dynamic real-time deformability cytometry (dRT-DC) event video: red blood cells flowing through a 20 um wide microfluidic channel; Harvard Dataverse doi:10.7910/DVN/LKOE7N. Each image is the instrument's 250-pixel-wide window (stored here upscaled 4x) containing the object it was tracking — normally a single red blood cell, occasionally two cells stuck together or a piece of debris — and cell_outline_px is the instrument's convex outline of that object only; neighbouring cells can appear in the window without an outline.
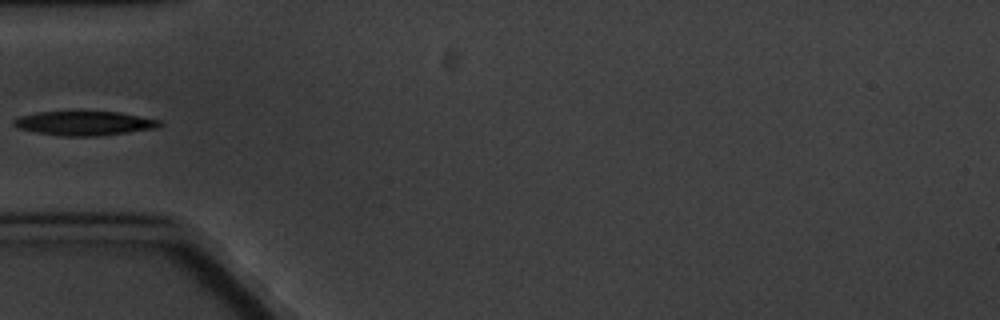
{"species": "common noctule bat (a hibernating species)", "species_latin": "Nyctalus noctula", "temperature_condition": "cold", "stored_images_in_passage": 7, "camera_frame_rate_fps": 3000, "um_per_image_px": 0.085, "animal": {"sex": "male", "body_mass_g": 20.1, "forearm_length_mm": 53.5}, "frame": {"image": 1, "passage_image": 2, "time_ms": 1.333, "image_size_px": [1000, 320], "cell_outline_px": [[164, 124], [156, 128], [96, 136], [60, 136], [36, 132], [16, 128], [12, 124], [12, 120], [20, 116], [40, 112], [120, 112], [160, 120]], "centroid_in_image_um": [7.15, 10.48], "position_along_channel_um": 77.9, "area_um2": 20.46}}